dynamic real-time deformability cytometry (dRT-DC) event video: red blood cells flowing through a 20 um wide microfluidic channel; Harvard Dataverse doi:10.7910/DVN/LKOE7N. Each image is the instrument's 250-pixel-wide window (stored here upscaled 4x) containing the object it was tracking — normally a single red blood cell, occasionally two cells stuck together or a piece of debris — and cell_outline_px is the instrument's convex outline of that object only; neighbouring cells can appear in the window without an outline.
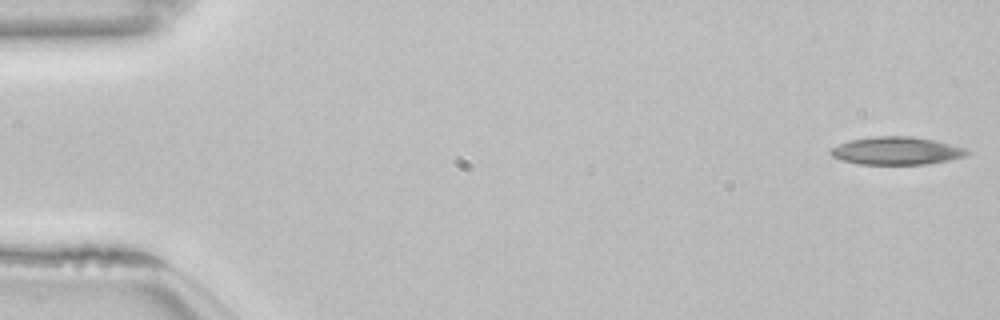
{"species": "common noctule bat (a hibernating species)", "species_latin": "Nyctalus noctula", "temperature_condition": "room temperature", "stored_images_in_passage": 53, "camera_frame_rate_fps": 3000, "um_per_image_px": 0.085, "animal": {"sex": "female", "body_mass_g": 22.7, "forearm_length_mm": 54.2}, "frame": {"image": 1, "passage_image": 1, "time_ms": 0.0, "image_size_px": [1000, 320], "cell_outline_px": [[968, 152], [964, 156], [948, 160], [928, 164], [860, 164], [840, 160], [832, 156], [828, 152], [832, 148], [848, 140], [876, 136], [912, 136], [932, 140], [964, 148]], "centroid_in_image_um": [76.13, 12.82], "position_along_channel_um": 8.9, "area_um2": 21.85}}
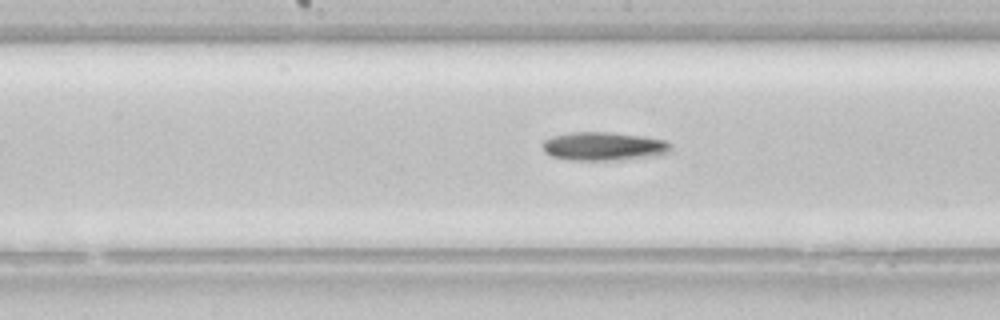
{"frame": {"image": 2, "passage_image": 27, "time_ms": 8.667, "image_size_px": [1000, 320], "cell_outline_px": [[672, 148], [668, 152], [612, 160], [572, 160], [552, 156], [544, 152], [540, 144], [544, 140], [552, 136], [572, 132], [608, 132], [644, 136], [664, 140], [672, 144]], "centroid_in_image_um": [51.22, 12.41], "position_along_channel_um": 197.0, "area_um2": 20.92}}
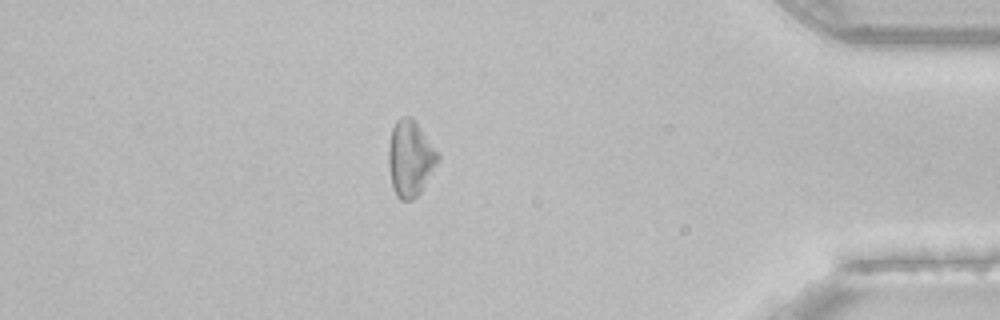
{"frame": {"image": 3, "passage_image": 46, "time_ms": 15.0, "image_size_px": [1000, 320], "cell_outline_px": [[440, 160], [420, 192], [412, 200], [400, 200], [396, 196], [392, 188], [388, 164], [388, 144], [392, 128], [396, 120], [400, 116], [412, 116], [416, 120], [440, 156]], "centroid_in_image_um": [34.85, 13.44], "position_along_channel_um": 400.3, "area_um2": 22.14}}